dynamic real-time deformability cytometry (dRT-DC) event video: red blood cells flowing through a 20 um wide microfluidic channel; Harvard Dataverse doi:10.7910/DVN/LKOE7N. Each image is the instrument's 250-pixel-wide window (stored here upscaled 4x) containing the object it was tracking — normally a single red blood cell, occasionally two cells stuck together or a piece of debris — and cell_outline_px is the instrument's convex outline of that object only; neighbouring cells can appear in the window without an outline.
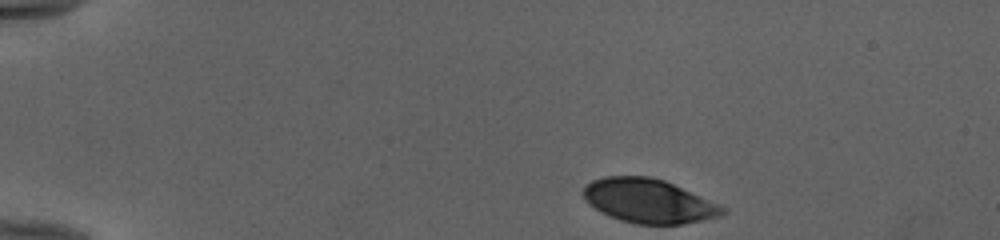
{"species": "human", "species_latin": "Homo sapiens", "temperature_condition": "cold", "stored_images_in_passage": 44, "camera_frame_rate_fps": 3000, "um_per_image_px": 0.085, "donor": {"sex": "female"}, "frame": {"image": 1, "passage_image": 1, "time_ms": 0.0, "image_size_px": [1000, 240], "cell_outline_px": [[728, 212], [720, 216], [680, 224], [636, 224], [620, 220], [600, 212], [588, 204], [584, 200], [580, 192], [584, 184], [592, 180], [604, 176], [648, 176], [664, 180], [728, 208]], "centroid_in_image_um": [55.07, 17.07], "position_along_channel_um": 29.9, "area_um2": 35.95}}
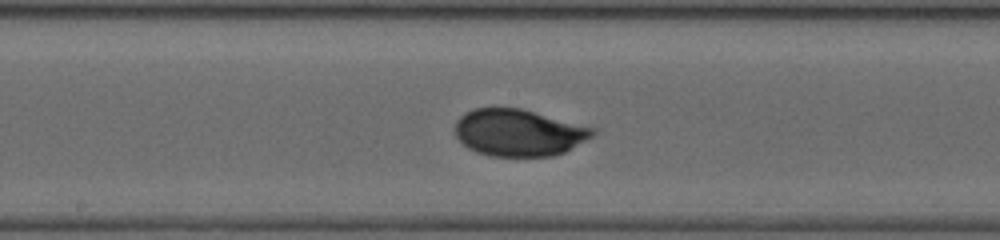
{"frame": {"image": 2, "passage_image": 21, "time_ms": 6.667, "image_size_px": [1000, 240], "cell_outline_px": [[596, 132], [592, 136], [564, 152], [552, 156], [492, 156], [476, 152], [468, 148], [456, 136], [456, 120], [464, 112], [472, 108], [520, 108], [596, 128]], "centroid_in_image_um": [44.07, 11.27], "position_along_channel_um": 204.1, "area_um2": 37.45}}
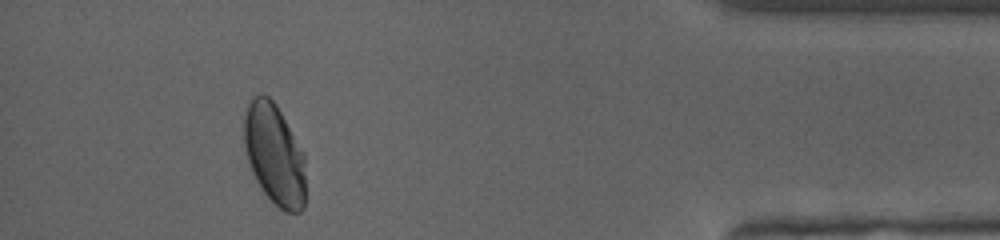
{"frame": {"image": 3, "passage_image": 40, "time_ms": 13.0, "image_size_px": [1000, 240], "cell_outline_px": [[304, 208], [300, 212], [284, 212], [260, 188], [252, 172], [248, 160], [244, 144], [244, 116], [248, 104], [256, 96], [268, 96], [276, 104], [304, 156]], "centroid_in_image_um": [23.31, 13.15], "position_along_channel_um": 411.9, "area_um2": 35.49}, "authors_computed_cell_mechanics": {"area_um2": 37.0209, "velocity_mm_per_s": 3.9597, "shape_relaxation_time_tau1_ms": 4.3838, "shape_relaxation_time_tau2_ms": null, "deformation_change_tau1": 0.1804, "deformation_change_tau2": null}}